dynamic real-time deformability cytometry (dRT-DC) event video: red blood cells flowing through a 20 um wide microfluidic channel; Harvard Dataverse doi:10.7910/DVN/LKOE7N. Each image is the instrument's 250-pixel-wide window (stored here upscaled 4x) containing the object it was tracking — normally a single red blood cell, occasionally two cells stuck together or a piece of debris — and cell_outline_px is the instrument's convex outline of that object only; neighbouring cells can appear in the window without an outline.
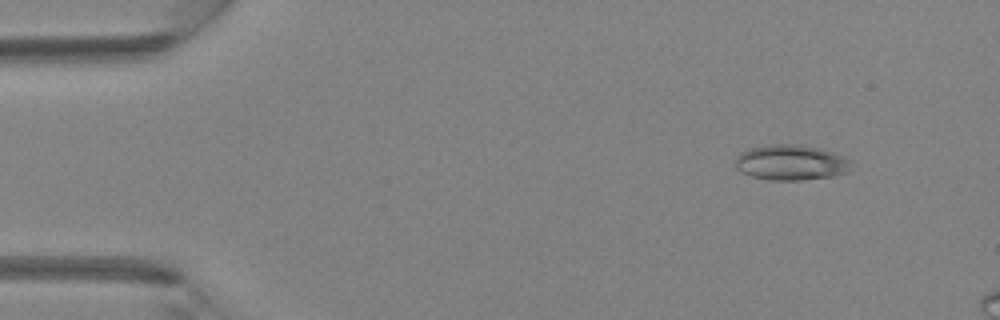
{"species": "Egyptian fruit bat (a non-hibernating species)", "species_latin": "Rousettus aegyptiacus", "temperature_condition": "room temperature", "stored_images_in_passage": 4, "camera_frame_rate_fps": 3000, "um_per_image_px": 0.085, "animal": {"sex": "female"}, "frame": {"image": 1, "passage_image": 2, "time_ms": 0.333, "image_size_px": [1000, 320], "cell_outline_px": [[852, 160], [848, 172], [836, 176], [800, 180], [768, 180], [752, 176], [740, 172], [736, 168], [736, 156], [740, 152], [752, 148], [768, 144], [800, 144], [820, 148], [844, 156]], "centroid_in_image_um": [67.25, 13.81], "position_along_channel_um": 17.8, "area_um2": 24.16}}